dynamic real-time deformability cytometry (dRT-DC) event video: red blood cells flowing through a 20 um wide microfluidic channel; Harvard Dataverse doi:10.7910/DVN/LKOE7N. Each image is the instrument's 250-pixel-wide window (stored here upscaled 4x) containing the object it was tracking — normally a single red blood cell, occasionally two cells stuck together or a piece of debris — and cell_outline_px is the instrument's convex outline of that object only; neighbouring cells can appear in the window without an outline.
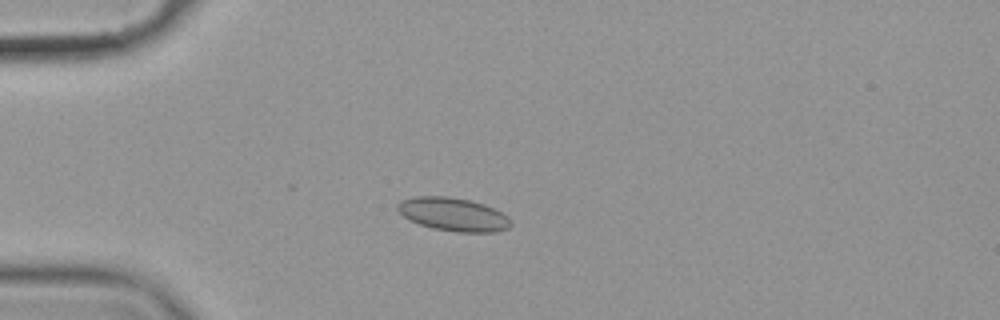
{"species": "common noctule bat (a hibernating species)", "species_latin": "Nyctalus noctula", "temperature_condition": "cold", "stored_images_in_passage": 57, "camera_frame_rate_fps": 3000, "um_per_image_px": 0.085, "animal": {"sex": "female", "body_mass_g": 19.9}, "frame": {"image": 1, "passage_image": 15, "time_ms": 4.667, "image_size_px": [1000, 320], "cell_outline_px": [[512, 224], [508, 228], [496, 232], [456, 232], [432, 228], [408, 220], [396, 208], [396, 204], [400, 200], [416, 196], [448, 196], [472, 200], [484, 204], [508, 216], [512, 220]], "centroid_in_image_um": [38.52, 18.21], "position_along_channel_um": 46.5, "area_um2": 22.2}}
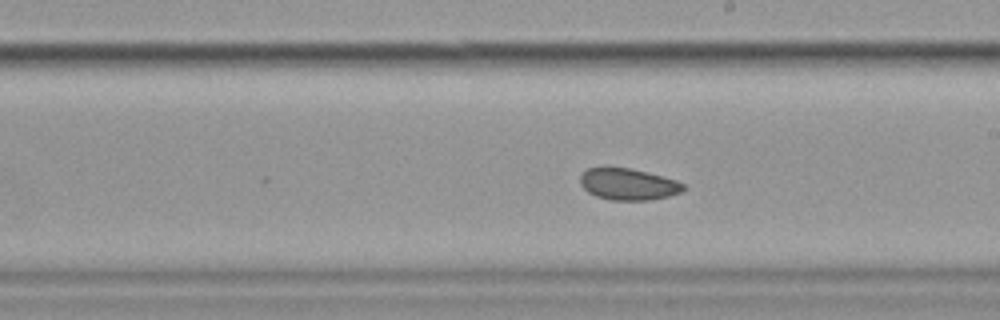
{"frame": {"image": 2, "passage_image": 33, "time_ms": 10.667, "image_size_px": [1000, 320], "cell_outline_px": [[684, 188], [680, 192], [668, 196], [652, 200], [612, 200], [596, 196], [588, 192], [580, 184], [580, 176], [588, 168], [604, 164], [608, 164], [632, 168], [676, 180], [684, 184]], "centroid_in_image_um": [53.33, 15.61], "position_along_channel_um": 235.7, "area_um2": 19.48}}
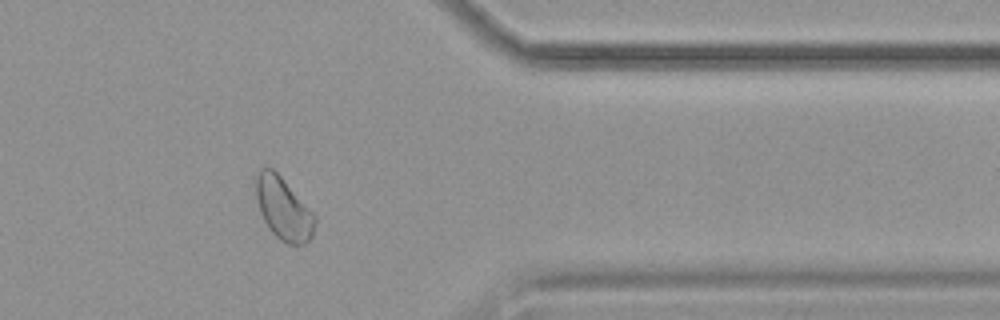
{"frame": {"image": 3, "passage_image": 47, "time_ms": 15.333, "image_size_px": [1000, 320], "cell_outline_px": [[316, 220], [312, 236], [304, 244], [288, 244], [280, 240], [268, 228], [260, 212], [256, 196], [252, 176], [260, 168], [272, 168], [280, 176], [316, 216]], "centroid_in_image_um": [24.04, 17.7], "position_along_channel_um": 387.4, "area_um2": 21.5}, "authors_computed_cell_mechanics": {"area_um2": 21.1548, "velocity_mm_per_s": 3.5113, "shape_relaxation_time_tau1_ms": 7.0815, "shape_relaxation_time_tau2_ms": 3.6952, "deformation_change_tau1": 0.0603, "deformation_change_tau2": 0.0637}}